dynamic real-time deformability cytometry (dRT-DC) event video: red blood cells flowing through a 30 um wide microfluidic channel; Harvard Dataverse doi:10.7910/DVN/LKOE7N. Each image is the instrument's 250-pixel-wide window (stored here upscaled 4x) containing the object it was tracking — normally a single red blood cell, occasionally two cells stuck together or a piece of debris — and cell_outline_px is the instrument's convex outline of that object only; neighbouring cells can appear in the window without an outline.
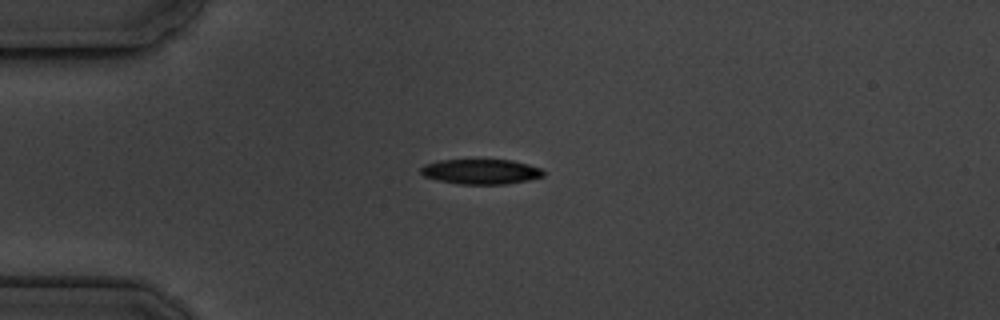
{"species": "common noctule bat (a hibernating species)", "species_latin": "Nyctalus noctula", "temperature_condition": "cold", "stored_images_in_passage": 4, "camera_frame_rate_fps": 3000, "um_per_image_px": 0.085, "animal": {"sex": "male", "body_mass_g": 19.5, "forearm_length_mm": 54.6}, "frame": {"image": 1, "passage_image": 3, "time_ms": 3.333, "image_size_px": [1000, 320], "cell_outline_px": [[544, 176], [528, 180], [504, 184], [460, 184], [436, 180], [424, 176], [420, 172], [420, 168], [424, 164], [440, 160], [512, 160], [528, 164], [540, 168], [544, 172]], "centroid_in_image_um": [40.85, 14.59], "position_along_channel_um": 44.1, "area_um2": 17.86}}